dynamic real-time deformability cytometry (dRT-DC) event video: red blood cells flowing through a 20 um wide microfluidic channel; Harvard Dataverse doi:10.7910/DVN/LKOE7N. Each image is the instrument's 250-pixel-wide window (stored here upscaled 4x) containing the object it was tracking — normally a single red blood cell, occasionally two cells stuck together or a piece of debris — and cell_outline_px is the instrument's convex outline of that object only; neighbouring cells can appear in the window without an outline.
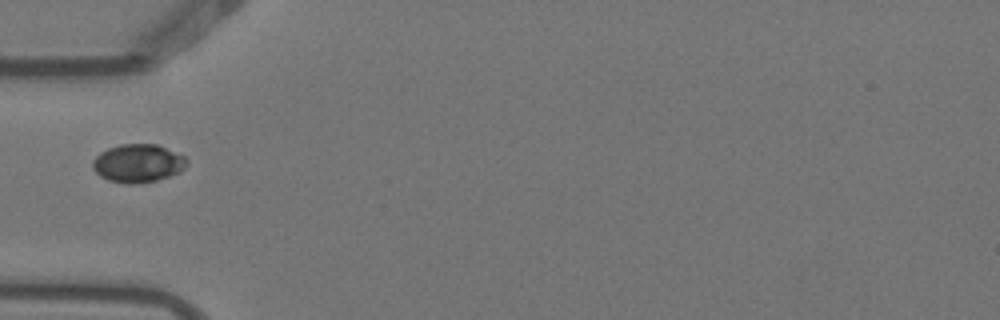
{"species": "Egyptian fruit bat (a non-hibernating species)", "species_latin": "Rousettus aegyptiacus", "temperature_condition": "warm", "stored_images_in_passage": 8, "camera_frame_rate_fps": 3000, "um_per_image_px": 0.085, "animal": {"sex": "female"}, "frame": {"image": 1, "passage_image": 6, "time_ms": 1.667, "image_size_px": [1000, 320], "cell_outline_px": [[188, 164], [180, 172], [156, 180], [132, 184], [128, 184], [108, 180], [100, 176], [92, 168], [92, 160], [100, 152], [108, 148], [120, 144], [156, 144], [184, 156], [188, 160]], "centroid_in_image_um": [11.71, 13.87], "position_along_channel_um": 73.3, "area_um2": 20.92}}
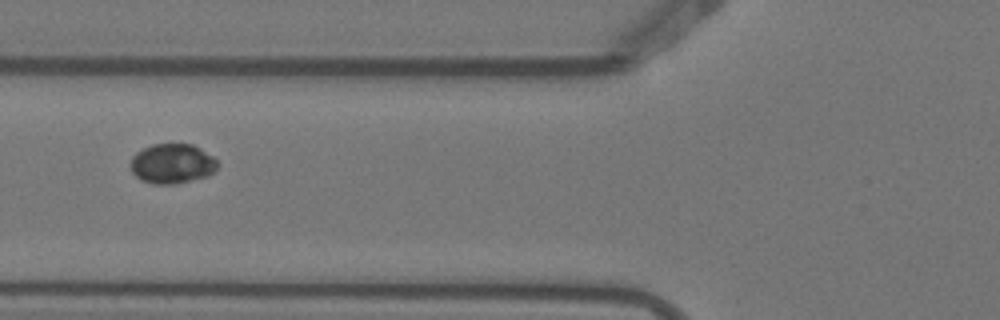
{"frame": {"image": 2, "passage_image": 7, "time_ms": 2.0, "image_size_px": [1000, 320], "cell_outline_px": [[216, 168], [208, 176], [172, 184], [152, 184], [140, 180], [132, 172], [132, 156], [136, 152], [152, 144], [192, 144], [212, 156], [216, 160]], "centroid_in_image_um": [14.61, 13.91], "position_along_channel_um": 111.2, "area_um2": 19.88}}
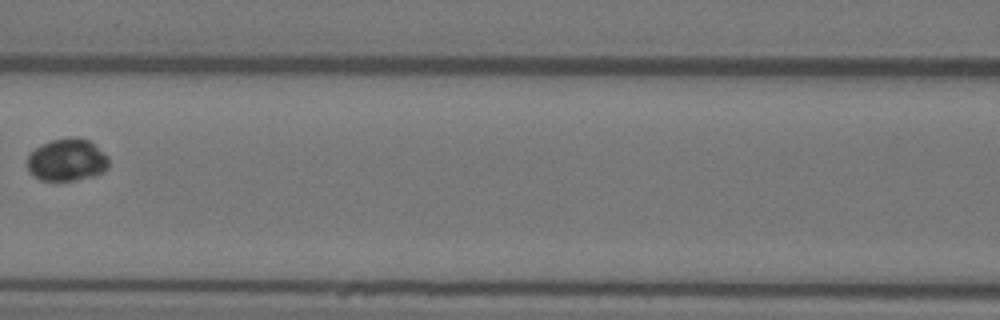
{"frame": {"image": 3, "passage_image": 8, "time_ms": 2.333, "image_size_px": [1000, 320], "cell_outline_px": [[108, 168], [104, 172], [92, 176], [72, 180], [40, 180], [28, 172], [28, 156], [40, 144], [52, 140], [88, 140], [108, 156]], "centroid_in_image_um": [5.68, 13.64], "position_along_channel_um": 160.9, "area_um2": 19.48}}